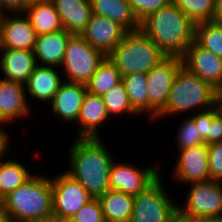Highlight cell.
<instances>
[{
	"mask_svg": "<svg viewBox=\"0 0 222 222\" xmlns=\"http://www.w3.org/2000/svg\"><path fill=\"white\" fill-rule=\"evenodd\" d=\"M69 148L67 173L77 180L92 198L109 188V170L115 160L103 138H74Z\"/></svg>",
	"mask_w": 222,
	"mask_h": 222,
	"instance_id": "cell-1",
	"label": "cell"
},
{
	"mask_svg": "<svg viewBox=\"0 0 222 222\" xmlns=\"http://www.w3.org/2000/svg\"><path fill=\"white\" fill-rule=\"evenodd\" d=\"M140 29L165 56L182 57L195 36V24L174 3L148 15Z\"/></svg>",
	"mask_w": 222,
	"mask_h": 222,
	"instance_id": "cell-2",
	"label": "cell"
},
{
	"mask_svg": "<svg viewBox=\"0 0 222 222\" xmlns=\"http://www.w3.org/2000/svg\"><path fill=\"white\" fill-rule=\"evenodd\" d=\"M50 176L33 175L27 182L6 196L0 210L14 222H38L53 215Z\"/></svg>",
	"mask_w": 222,
	"mask_h": 222,
	"instance_id": "cell-3",
	"label": "cell"
},
{
	"mask_svg": "<svg viewBox=\"0 0 222 222\" xmlns=\"http://www.w3.org/2000/svg\"><path fill=\"white\" fill-rule=\"evenodd\" d=\"M216 100L217 89L182 65L173 80L167 103L155 120L207 110L216 105Z\"/></svg>",
	"mask_w": 222,
	"mask_h": 222,
	"instance_id": "cell-4",
	"label": "cell"
},
{
	"mask_svg": "<svg viewBox=\"0 0 222 222\" xmlns=\"http://www.w3.org/2000/svg\"><path fill=\"white\" fill-rule=\"evenodd\" d=\"M121 76L150 72L165 54L141 30L128 31L121 42L106 56Z\"/></svg>",
	"mask_w": 222,
	"mask_h": 222,
	"instance_id": "cell-5",
	"label": "cell"
},
{
	"mask_svg": "<svg viewBox=\"0 0 222 222\" xmlns=\"http://www.w3.org/2000/svg\"><path fill=\"white\" fill-rule=\"evenodd\" d=\"M191 186V187H190ZM188 186L186 203L178 205V220L195 222L200 219L222 217V182L208 180Z\"/></svg>",
	"mask_w": 222,
	"mask_h": 222,
	"instance_id": "cell-6",
	"label": "cell"
},
{
	"mask_svg": "<svg viewBox=\"0 0 222 222\" xmlns=\"http://www.w3.org/2000/svg\"><path fill=\"white\" fill-rule=\"evenodd\" d=\"M178 204L170 199L159 175L142 192L134 196L130 222H177Z\"/></svg>",
	"mask_w": 222,
	"mask_h": 222,
	"instance_id": "cell-7",
	"label": "cell"
},
{
	"mask_svg": "<svg viewBox=\"0 0 222 222\" xmlns=\"http://www.w3.org/2000/svg\"><path fill=\"white\" fill-rule=\"evenodd\" d=\"M105 57L81 35L73 34L67 43L59 70H63L66 75L64 81L86 85Z\"/></svg>",
	"mask_w": 222,
	"mask_h": 222,
	"instance_id": "cell-8",
	"label": "cell"
},
{
	"mask_svg": "<svg viewBox=\"0 0 222 222\" xmlns=\"http://www.w3.org/2000/svg\"><path fill=\"white\" fill-rule=\"evenodd\" d=\"M182 65V57L165 56L147 73L149 116L152 121L157 118L158 113L165 107L173 80Z\"/></svg>",
	"mask_w": 222,
	"mask_h": 222,
	"instance_id": "cell-9",
	"label": "cell"
},
{
	"mask_svg": "<svg viewBox=\"0 0 222 222\" xmlns=\"http://www.w3.org/2000/svg\"><path fill=\"white\" fill-rule=\"evenodd\" d=\"M53 215L70 219L92 199L86 189L66 171L51 177Z\"/></svg>",
	"mask_w": 222,
	"mask_h": 222,
	"instance_id": "cell-10",
	"label": "cell"
},
{
	"mask_svg": "<svg viewBox=\"0 0 222 222\" xmlns=\"http://www.w3.org/2000/svg\"><path fill=\"white\" fill-rule=\"evenodd\" d=\"M159 172L155 165L140 169L114 160L109 170V188L135 196L149 186L161 174Z\"/></svg>",
	"mask_w": 222,
	"mask_h": 222,
	"instance_id": "cell-11",
	"label": "cell"
},
{
	"mask_svg": "<svg viewBox=\"0 0 222 222\" xmlns=\"http://www.w3.org/2000/svg\"><path fill=\"white\" fill-rule=\"evenodd\" d=\"M36 37L30 19L24 12L9 13V15L5 13L0 19V49L33 51Z\"/></svg>",
	"mask_w": 222,
	"mask_h": 222,
	"instance_id": "cell-12",
	"label": "cell"
},
{
	"mask_svg": "<svg viewBox=\"0 0 222 222\" xmlns=\"http://www.w3.org/2000/svg\"><path fill=\"white\" fill-rule=\"evenodd\" d=\"M179 156L172 173L176 183L190 184L210 180L206 144L178 150Z\"/></svg>",
	"mask_w": 222,
	"mask_h": 222,
	"instance_id": "cell-13",
	"label": "cell"
},
{
	"mask_svg": "<svg viewBox=\"0 0 222 222\" xmlns=\"http://www.w3.org/2000/svg\"><path fill=\"white\" fill-rule=\"evenodd\" d=\"M182 63L191 73L210 83L215 89L222 86V58L199 46L195 41L182 56Z\"/></svg>",
	"mask_w": 222,
	"mask_h": 222,
	"instance_id": "cell-14",
	"label": "cell"
},
{
	"mask_svg": "<svg viewBox=\"0 0 222 222\" xmlns=\"http://www.w3.org/2000/svg\"><path fill=\"white\" fill-rule=\"evenodd\" d=\"M128 31L109 18L92 14L85 30L80 34L92 47L107 56Z\"/></svg>",
	"mask_w": 222,
	"mask_h": 222,
	"instance_id": "cell-15",
	"label": "cell"
},
{
	"mask_svg": "<svg viewBox=\"0 0 222 222\" xmlns=\"http://www.w3.org/2000/svg\"><path fill=\"white\" fill-rule=\"evenodd\" d=\"M31 112L25 85L0 76V123L23 119Z\"/></svg>",
	"mask_w": 222,
	"mask_h": 222,
	"instance_id": "cell-16",
	"label": "cell"
},
{
	"mask_svg": "<svg viewBox=\"0 0 222 222\" xmlns=\"http://www.w3.org/2000/svg\"><path fill=\"white\" fill-rule=\"evenodd\" d=\"M86 93L85 84L64 81L49 103L51 112L62 122H77Z\"/></svg>",
	"mask_w": 222,
	"mask_h": 222,
	"instance_id": "cell-17",
	"label": "cell"
},
{
	"mask_svg": "<svg viewBox=\"0 0 222 222\" xmlns=\"http://www.w3.org/2000/svg\"><path fill=\"white\" fill-rule=\"evenodd\" d=\"M110 120L103 98L87 91L75 125L80 127L76 138H102L101 127Z\"/></svg>",
	"mask_w": 222,
	"mask_h": 222,
	"instance_id": "cell-18",
	"label": "cell"
},
{
	"mask_svg": "<svg viewBox=\"0 0 222 222\" xmlns=\"http://www.w3.org/2000/svg\"><path fill=\"white\" fill-rule=\"evenodd\" d=\"M2 79L26 84L37 66L33 51L23 49H0Z\"/></svg>",
	"mask_w": 222,
	"mask_h": 222,
	"instance_id": "cell-19",
	"label": "cell"
},
{
	"mask_svg": "<svg viewBox=\"0 0 222 222\" xmlns=\"http://www.w3.org/2000/svg\"><path fill=\"white\" fill-rule=\"evenodd\" d=\"M72 35L64 29L38 35L33 49L37 65L60 67L63 62L67 43Z\"/></svg>",
	"mask_w": 222,
	"mask_h": 222,
	"instance_id": "cell-20",
	"label": "cell"
},
{
	"mask_svg": "<svg viewBox=\"0 0 222 222\" xmlns=\"http://www.w3.org/2000/svg\"><path fill=\"white\" fill-rule=\"evenodd\" d=\"M37 65L25 84L26 92L31 99L49 104L60 85L64 82L59 68ZM33 97V98H32Z\"/></svg>",
	"mask_w": 222,
	"mask_h": 222,
	"instance_id": "cell-21",
	"label": "cell"
},
{
	"mask_svg": "<svg viewBox=\"0 0 222 222\" xmlns=\"http://www.w3.org/2000/svg\"><path fill=\"white\" fill-rule=\"evenodd\" d=\"M59 15L62 27L71 34L80 35L86 28L92 8L89 0H51Z\"/></svg>",
	"mask_w": 222,
	"mask_h": 222,
	"instance_id": "cell-22",
	"label": "cell"
},
{
	"mask_svg": "<svg viewBox=\"0 0 222 222\" xmlns=\"http://www.w3.org/2000/svg\"><path fill=\"white\" fill-rule=\"evenodd\" d=\"M92 13L106 17L119 23L127 31L140 29V22L136 18L128 0H89Z\"/></svg>",
	"mask_w": 222,
	"mask_h": 222,
	"instance_id": "cell-23",
	"label": "cell"
},
{
	"mask_svg": "<svg viewBox=\"0 0 222 222\" xmlns=\"http://www.w3.org/2000/svg\"><path fill=\"white\" fill-rule=\"evenodd\" d=\"M37 34H48L63 30L59 15L51 0L30 1L24 12Z\"/></svg>",
	"mask_w": 222,
	"mask_h": 222,
	"instance_id": "cell-24",
	"label": "cell"
},
{
	"mask_svg": "<svg viewBox=\"0 0 222 222\" xmlns=\"http://www.w3.org/2000/svg\"><path fill=\"white\" fill-rule=\"evenodd\" d=\"M98 200L105 222H130L134 207V195L108 190L99 196Z\"/></svg>",
	"mask_w": 222,
	"mask_h": 222,
	"instance_id": "cell-25",
	"label": "cell"
},
{
	"mask_svg": "<svg viewBox=\"0 0 222 222\" xmlns=\"http://www.w3.org/2000/svg\"><path fill=\"white\" fill-rule=\"evenodd\" d=\"M29 170L31 169L12 157L10 159L8 156L0 160V204L6 196L34 175V173H29Z\"/></svg>",
	"mask_w": 222,
	"mask_h": 222,
	"instance_id": "cell-26",
	"label": "cell"
},
{
	"mask_svg": "<svg viewBox=\"0 0 222 222\" xmlns=\"http://www.w3.org/2000/svg\"><path fill=\"white\" fill-rule=\"evenodd\" d=\"M132 109L140 116L149 115L147 74L135 73L122 76Z\"/></svg>",
	"mask_w": 222,
	"mask_h": 222,
	"instance_id": "cell-27",
	"label": "cell"
},
{
	"mask_svg": "<svg viewBox=\"0 0 222 222\" xmlns=\"http://www.w3.org/2000/svg\"><path fill=\"white\" fill-rule=\"evenodd\" d=\"M121 81L122 76L120 71L108 59V57H105L97 67V70L92 75L90 81L86 84L87 91L93 95L102 97Z\"/></svg>",
	"mask_w": 222,
	"mask_h": 222,
	"instance_id": "cell-28",
	"label": "cell"
},
{
	"mask_svg": "<svg viewBox=\"0 0 222 222\" xmlns=\"http://www.w3.org/2000/svg\"><path fill=\"white\" fill-rule=\"evenodd\" d=\"M194 41L222 58V23L213 20L195 24Z\"/></svg>",
	"mask_w": 222,
	"mask_h": 222,
	"instance_id": "cell-29",
	"label": "cell"
},
{
	"mask_svg": "<svg viewBox=\"0 0 222 222\" xmlns=\"http://www.w3.org/2000/svg\"><path fill=\"white\" fill-rule=\"evenodd\" d=\"M109 116L112 118L127 114L132 116L139 115L132 109L127 91L124 83L121 81L119 84L111 88L105 95L102 96Z\"/></svg>",
	"mask_w": 222,
	"mask_h": 222,
	"instance_id": "cell-30",
	"label": "cell"
},
{
	"mask_svg": "<svg viewBox=\"0 0 222 222\" xmlns=\"http://www.w3.org/2000/svg\"><path fill=\"white\" fill-rule=\"evenodd\" d=\"M173 3L194 24L214 20L215 0H173Z\"/></svg>",
	"mask_w": 222,
	"mask_h": 222,
	"instance_id": "cell-31",
	"label": "cell"
},
{
	"mask_svg": "<svg viewBox=\"0 0 222 222\" xmlns=\"http://www.w3.org/2000/svg\"><path fill=\"white\" fill-rule=\"evenodd\" d=\"M178 128L177 132H175V140L179 150L205 144L204 139L199 134V129L190 115L183 119Z\"/></svg>",
	"mask_w": 222,
	"mask_h": 222,
	"instance_id": "cell-32",
	"label": "cell"
},
{
	"mask_svg": "<svg viewBox=\"0 0 222 222\" xmlns=\"http://www.w3.org/2000/svg\"><path fill=\"white\" fill-rule=\"evenodd\" d=\"M133 13L141 22L148 15L173 3V0H128Z\"/></svg>",
	"mask_w": 222,
	"mask_h": 222,
	"instance_id": "cell-33",
	"label": "cell"
},
{
	"mask_svg": "<svg viewBox=\"0 0 222 222\" xmlns=\"http://www.w3.org/2000/svg\"><path fill=\"white\" fill-rule=\"evenodd\" d=\"M76 222H105L98 198H92L72 218Z\"/></svg>",
	"mask_w": 222,
	"mask_h": 222,
	"instance_id": "cell-34",
	"label": "cell"
},
{
	"mask_svg": "<svg viewBox=\"0 0 222 222\" xmlns=\"http://www.w3.org/2000/svg\"><path fill=\"white\" fill-rule=\"evenodd\" d=\"M207 148L210 179L222 181V141L212 143Z\"/></svg>",
	"mask_w": 222,
	"mask_h": 222,
	"instance_id": "cell-35",
	"label": "cell"
},
{
	"mask_svg": "<svg viewBox=\"0 0 222 222\" xmlns=\"http://www.w3.org/2000/svg\"><path fill=\"white\" fill-rule=\"evenodd\" d=\"M219 112L218 105L199 111L195 115H191L196 127L199 129V134L204 139L205 144L208 146V129L211 124L212 118Z\"/></svg>",
	"mask_w": 222,
	"mask_h": 222,
	"instance_id": "cell-36",
	"label": "cell"
},
{
	"mask_svg": "<svg viewBox=\"0 0 222 222\" xmlns=\"http://www.w3.org/2000/svg\"><path fill=\"white\" fill-rule=\"evenodd\" d=\"M222 141V113L219 111L211 121L208 129V145Z\"/></svg>",
	"mask_w": 222,
	"mask_h": 222,
	"instance_id": "cell-37",
	"label": "cell"
},
{
	"mask_svg": "<svg viewBox=\"0 0 222 222\" xmlns=\"http://www.w3.org/2000/svg\"><path fill=\"white\" fill-rule=\"evenodd\" d=\"M30 0H0L5 13L25 12Z\"/></svg>",
	"mask_w": 222,
	"mask_h": 222,
	"instance_id": "cell-38",
	"label": "cell"
},
{
	"mask_svg": "<svg viewBox=\"0 0 222 222\" xmlns=\"http://www.w3.org/2000/svg\"><path fill=\"white\" fill-rule=\"evenodd\" d=\"M3 125H8V124H2L0 123V160L5 159L8 155L9 152V148H10V143L12 140H10L11 136L10 134H8V131H5L6 129L5 126L3 127Z\"/></svg>",
	"mask_w": 222,
	"mask_h": 222,
	"instance_id": "cell-39",
	"label": "cell"
},
{
	"mask_svg": "<svg viewBox=\"0 0 222 222\" xmlns=\"http://www.w3.org/2000/svg\"><path fill=\"white\" fill-rule=\"evenodd\" d=\"M214 21L222 23V0H215Z\"/></svg>",
	"mask_w": 222,
	"mask_h": 222,
	"instance_id": "cell-40",
	"label": "cell"
},
{
	"mask_svg": "<svg viewBox=\"0 0 222 222\" xmlns=\"http://www.w3.org/2000/svg\"><path fill=\"white\" fill-rule=\"evenodd\" d=\"M38 222H66V219L55 216V215H51V216L45 217L44 219Z\"/></svg>",
	"mask_w": 222,
	"mask_h": 222,
	"instance_id": "cell-41",
	"label": "cell"
},
{
	"mask_svg": "<svg viewBox=\"0 0 222 222\" xmlns=\"http://www.w3.org/2000/svg\"><path fill=\"white\" fill-rule=\"evenodd\" d=\"M216 104L218 105L219 111L222 113V86L217 90Z\"/></svg>",
	"mask_w": 222,
	"mask_h": 222,
	"instance_id": "cell-42",
	"label": "cell"
},
{
	"mask_svg": "<svg viewBox=\"0 0 222 222\" xmlns=\"http://www.w3.org/2000/svg\"><path fill=\"white\" fill-rule=\"evenodd\" d=\"M0 222H14L8 215L0 210Z\"/></svg>",
	"mask_w": 222,
	"mask_h": 222,
	"instance_id": "cell-43",
	"label": "cell"
},
{
	"mask_svg": "<svg viewBox=\"0 0 222 222\" xmlns=\"http://www.w3.org/2000/svg\"><path fill=\"white\" fill-rule=\"evenodd\" d=\"M195 222H222V217L210 218V219H200Z\"/></svg>",
	"mask_w": 222,
	"mask_h": 222,
	"instance_id": "cell-44",
	"label": "cell"
},
{
	"mask_svg": "<svg viewBox=\"0 0 222 222\" xmlns=\"http://www.w3.org/2000/svg\"><path fill=\"white\" fill-rule=\"evenodd\" d=\"M5 12L3 11L1 5H0V19L4 16Z\"/></svg>",
	"mask_w": 222,
	"mask_h": 222,
	"instance_id": "cell-45",
	"label": "cell"
},
{
	"mask_svg": "<svg viewBox=\"0 0 222 222\" xmlns=\"http://www.w3.org/2000/svg\"><path fill=\"white\" fill-rule=\"evenodd\" d=\"M66 222H76V221H74L72 218H70V219H66Z\"/></svg>",
	"mask_w": 222,
	"mask_h": 222,
	"instance_id": "cell-46",
	"label": "cell"
}]
</instances>
